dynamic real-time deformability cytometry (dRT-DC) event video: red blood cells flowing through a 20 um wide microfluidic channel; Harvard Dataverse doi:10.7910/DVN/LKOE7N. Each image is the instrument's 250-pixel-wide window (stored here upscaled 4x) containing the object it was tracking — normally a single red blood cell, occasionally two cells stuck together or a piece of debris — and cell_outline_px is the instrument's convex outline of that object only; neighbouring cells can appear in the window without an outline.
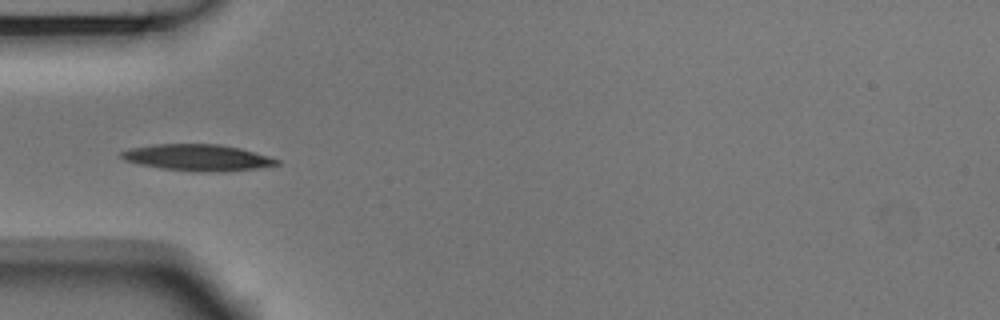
{"species": "Egyptian fruit bat (a non-hibernating species)", "species_latin": "Rousettus aegyptiacus", "temperature_condition": "room temperature", "stored_images_in_passage": 6, "camera_frame_rate_fps": 3000, "um_per_image_px": 0.085, "animal": {"sex": "male"}, "frame": {"image": 1, "passage_image": 5, "time_ms": 1.333, "image_size_px": [1000, 320], "cell_outline_px": [[280, 164], [256, 168], [224, 172], [192, 172], [160, 168], [140, 164], [124, 160], [120, 156], [120, 152], [132, 148], [152, 144], [220, 144], [240, 148], [268, 156], [280, 160]], "centroid_in_image_um": [16.79, 13.4], "position_along_channel_um": 68.2, "area_um2": 24.04}}
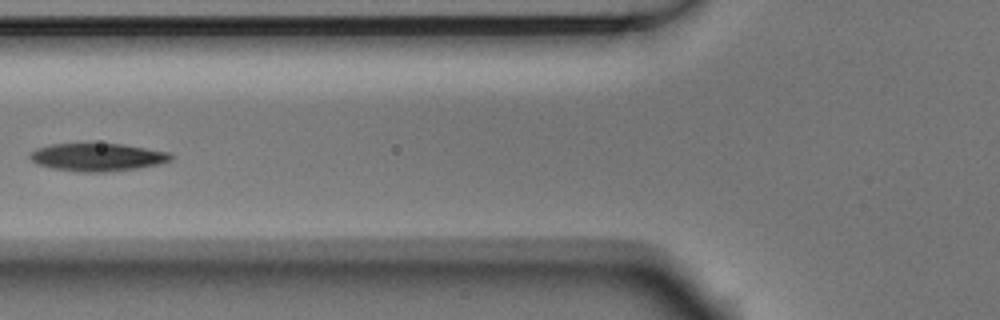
{"frame": {"image": 2, "passage_image": 6, "time_ms": 1.667, "image_size_px": [1000, 320], "cell_outline_px": [[172, 160], [160, 164], [136, 168], [104, 172], [76, 172], [52, 168], [36, 164], [28, 156], [28, 152], [36, 148], [52, 144], [120, 144], [168, 152], [172, 156]], "centroid_in_image_um": [8.22, 13.37], "position_along_channel_um": 117.6, "area_um2": 22.77}}